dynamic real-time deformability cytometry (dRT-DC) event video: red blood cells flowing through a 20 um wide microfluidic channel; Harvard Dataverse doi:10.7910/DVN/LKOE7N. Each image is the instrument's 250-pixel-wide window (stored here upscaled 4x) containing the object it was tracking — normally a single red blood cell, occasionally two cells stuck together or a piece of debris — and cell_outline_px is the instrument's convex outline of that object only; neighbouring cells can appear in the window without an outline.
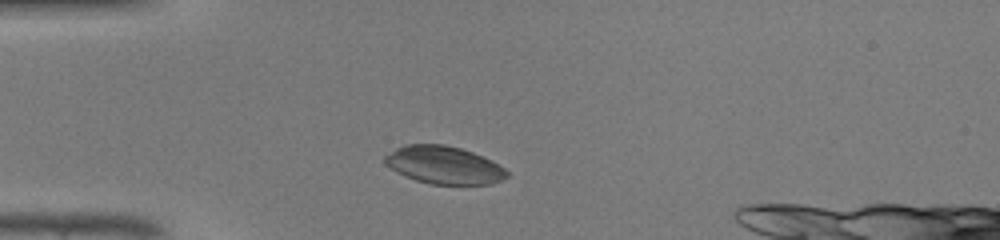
{"species": "common noctule bat (a hibernating species)", "species_latin": "Nyctalus noctula", "temperature_condition": "warm", "stored_images_in_passage": 33, "camera_frame_rate_fps": 3000, "um_per_image_px": 0.085, "animal": {"sex": "male", "body_mass_g": 19.0, "forearm_length_mm": 50.8}, "frame": {"image": 1, "passage_image": 5, "time_ms": 1.333, "image_size_px": [1000, 240], "cell_outline_px": [[508, 176], [492, 184], [428, 184], [404, 176], [396, 172], [384, 164], [384, 156], [396, 148], [404, 144], [444, 144], [460, 148], [472, 152], [504, 168], [508, 172]], "centroid_in_image_um": [37.67, 14.03], "position_along_channel_um": 47.3, "area_um2": 26.7}}
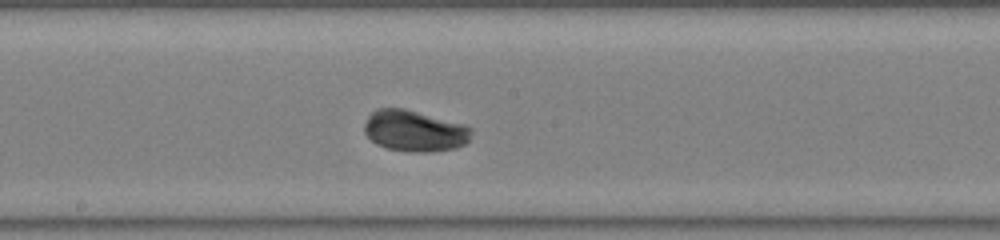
{"frame": {"image": 2, "passage_image": 18, "time_ms": 5.667, "image_size_px": [1000, 240], "cell_outline_px": [[472, 132], [468, 140], [464, 144], [456, 148], [432, 152], [408, 152], [388, 148], [376, 144], [364, 132], [364, 124], [368, 116], [376, 108], [404, 108], [464, 124], [472, 128]], "centroid_in_image_um": [35.23, 11.12], "position_along_channel_um": 213.0, "area_um2": 25.78}}
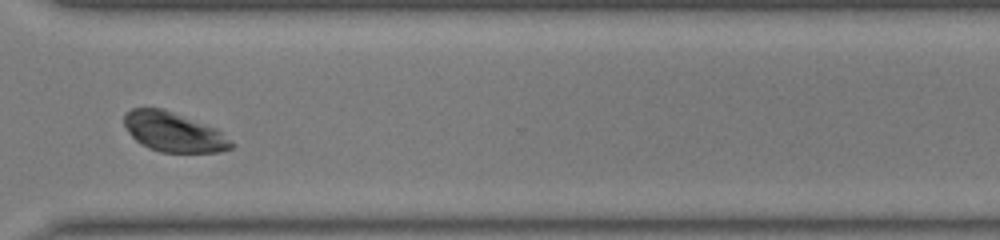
{"frame": {"image": 3, "passage_image": 28, "time_ms": 9.0, "image_size_px": [1000, 240], "cell_outline_px": [[236, 144], [232, 148], [220, 152], [160, 152], [148, 148], [140, 144], [128, 132], [124, 124], [124, 112], [132, 108], [164, 108], [216, 128], [232, 140]], "centroid_in_image_um": [14.77, 11.22], "position_along_channel_um": 355.8, "area_um2": 24.97}, "authors_computed_cell_mechanics": {"area_um2": 25.0852, "velocity_mm_per_s": 4.2574, "shape_relaxation_time_tau1_ms": 3.5821, "shape_relaxation_time_tau2_ms": 2.3722, "deformation_change_tau1": 0.1571, "deformation_change_tau2": 0.032}}